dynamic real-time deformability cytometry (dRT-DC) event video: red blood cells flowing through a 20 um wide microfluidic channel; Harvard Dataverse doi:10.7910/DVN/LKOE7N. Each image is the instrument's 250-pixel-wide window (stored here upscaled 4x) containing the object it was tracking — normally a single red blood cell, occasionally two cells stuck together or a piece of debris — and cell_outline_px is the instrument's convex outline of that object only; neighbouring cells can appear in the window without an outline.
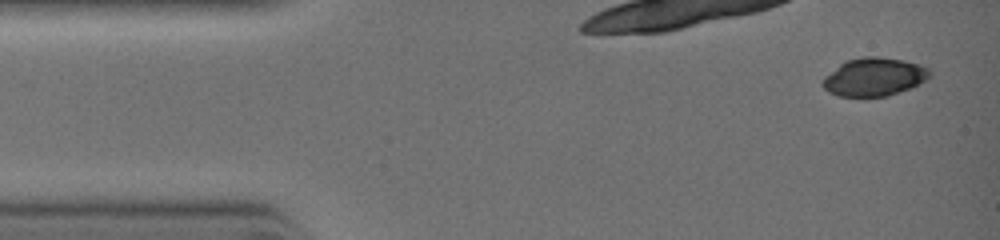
{"species": "common noctule bat (a hibernating species)", "species_latin": "Nyctalus noctula", "temperature_condition": "warm", "stored_images_in_passage": 11, "camera_frame_rate_fps": 3000, "um_per_image_px": 0.085, "animal": {"sex": "female", "body_mass_g": 19.0, "forearm_length_mm": 51.5}, "frame": {"image": 1, "passage_image": 1, "time_ms": 0.0, "image_size_px": [1000, 240], "cell_outline_px": [[932, 72], [924, 80], [912, 88], [888, 96], [836, 96], [828, 92], [820, 84], [820, 80], [824, 76], [840, 64], [848, 60], [860, 56], [880, 56], [904, 60], [920, 64], [928, 68]], "centroid_in_image_um": [74.27, 6.53], "position_along_channel_um": 10.7, "area_um2": 24.1}}
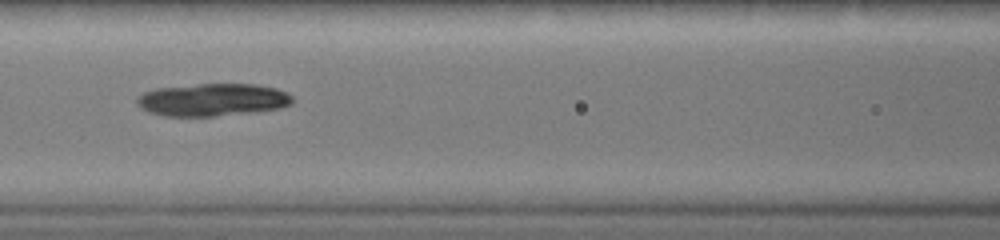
{"frame": {"image": 2, "passage_image": 7, "time_ms": 4.0, "image_size_px": [1000, 240], "cell_outline_px": [[292, 100], [288, 104], [280, 108], [252, 112], [216, 116], [164, 116], [148, 112], [140, 108], [136, 104], [136, 100], [144, 92], [156, 88], [200, 84], [252, 84], [276, 88], [292, 96]], "centroid_in_image_um": [18.01, 8.48], "position_along_channel_um": 148.6, "area_um2": 29.36}}
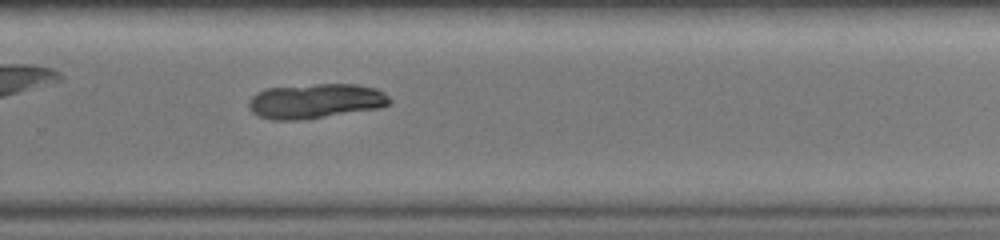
{"frame": {"image": 3, "passage_image": 11, "time_ms": 6.667, "image_size_px": [1000, 240], "cell_outline_px": [[392, 100], [388, 104], [380, 108], [300, 120], [272, 120], [260, 116], [252, 112], [248, 104], [252, 96], [256, 92], [268, 88], [316, 84], [356, 84], [376, 88], [384, 92]], "centroid_in_image_um": [26.83, 8.59], "position_along_channel_um": 303.0, "area_um2": 28.5}}